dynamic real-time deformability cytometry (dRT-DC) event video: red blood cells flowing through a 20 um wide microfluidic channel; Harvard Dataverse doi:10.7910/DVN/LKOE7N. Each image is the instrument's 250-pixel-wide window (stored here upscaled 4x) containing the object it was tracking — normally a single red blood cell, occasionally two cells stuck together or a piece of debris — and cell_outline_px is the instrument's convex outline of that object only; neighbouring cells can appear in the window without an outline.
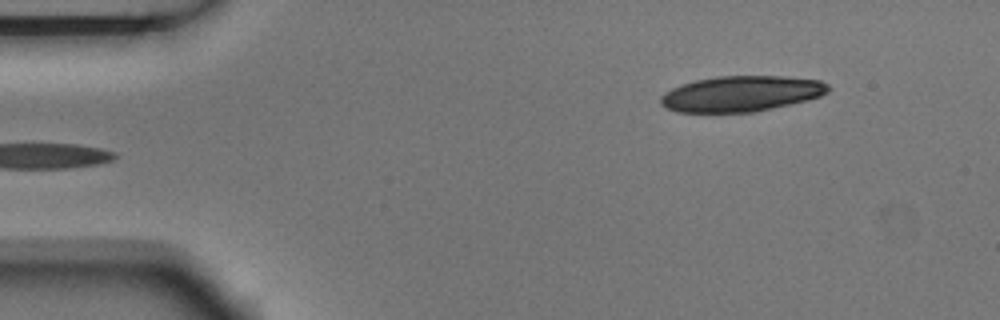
{"species": "Egyptian fruit bat (a non-hibernating species)", "species_latin": "Rousettus aegyptiacus", "temperature_condition": "room temperature", "stored_images_in_passage": 3, "camera_frame_rate_fps": 3000, "um_per_image_px": 0.085, "animal": {"sex": "male"}, "frame": {"image": 1, "passage_image": 3, "time_ms": 0.667, "image_size_px": [1000, 320], "cell_outline_px": [[832, 88], [828, 92], [820, 96], [788, 104], [752, 112], [676, 112], [660, 104], [660, 96], [664, 92], [680, 84], [696, 80], [716, 76], [784, 76], [820, 80], [828, 84]], "centroid_in_image_um": [62.98, 7.95], "position_along_channel_um": 22.0, "area_um2": 34.74}}